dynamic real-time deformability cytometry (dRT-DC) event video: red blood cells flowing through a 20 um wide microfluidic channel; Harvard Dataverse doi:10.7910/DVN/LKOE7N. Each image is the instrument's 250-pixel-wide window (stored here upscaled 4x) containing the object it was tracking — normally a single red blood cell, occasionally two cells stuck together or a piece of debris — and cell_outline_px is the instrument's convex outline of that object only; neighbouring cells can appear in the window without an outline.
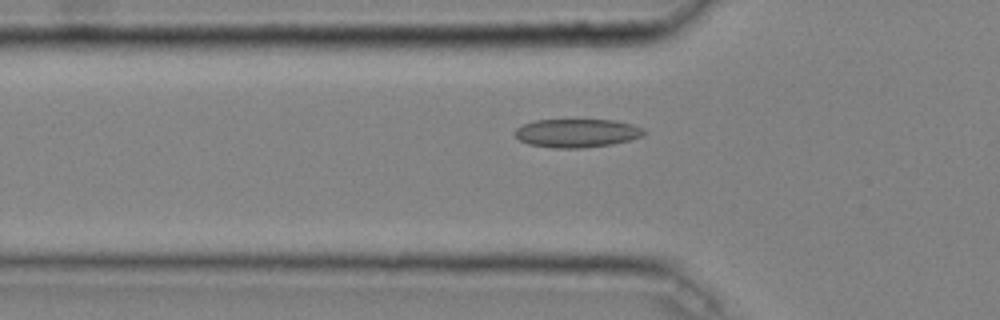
{"species": "common noctule bat (a hibernating species)", "species_latin": "Nyctalus noctula", "temperature_condition": "cold", "stored_images_in_passage": 44, "camera_frame_rate_fps": 3000, "um_per_image_px": 0.085, "animal": {"sex": "male", "body_mass_g": 20.4}, "frame": {"image": 1, "passage_image": 16, "time_ms": 5.0, "image_size_px": [1000, 320], "cell_outline_px": [[648, 132], [644, 136], [612, 144], [580, 148], [552, 148], [528, 144], [520, 140], [512, 132], [516, 128], [524, 124], [536, 120], [572, 116], [616, 120], [632, 124], [644, 128]], "centroid_in_image_um": [49.04, 11.25], "position_along_channel_um": 76.8, "area_um2": 22.72}}
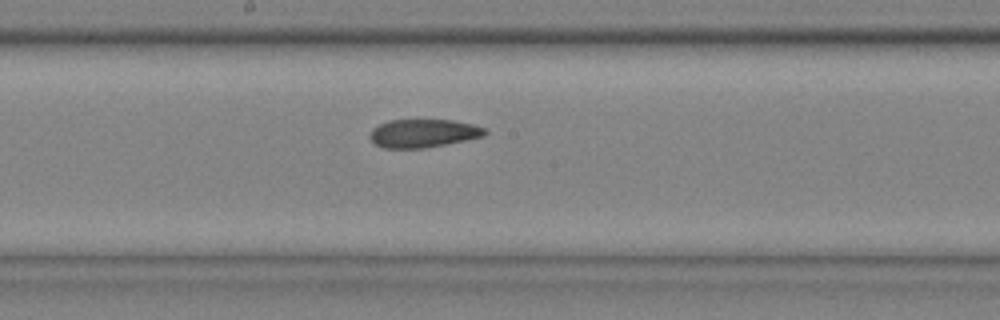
{"frame": {"image": 2, "passage_image": 26, "time_ms": 8.333, "image_size_px": [1000, 320], "cell_outline_px": [[488, 132], [484, 136], [424, 148], [384, 148], [376, 144], [368, 136], [372, 128], [388, 120], [452, 120], [472, 124], [484, 128]], "centroid_in_image_um": [35.95, 11.32], "position_along_channel_um": 212.3, "area_um2": 18.79}}
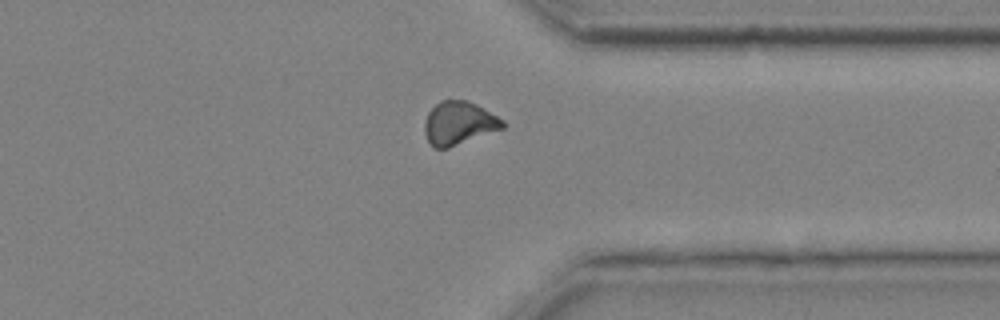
{"frame": {"image": 3, "passage_image": 38, "time_ms": 12.333, "image_size_px": [1000, 320], "cell_outline_px": [[508, 124], [504, 128], [448, 148], [432, 148], [424, 132], [424, 120], [428, 112], [440, 100], [468, 100], [476, 104], [504, 120]], "centroid_in_image_um": [39.0, 10.47], "position_along_channel_um": 372.4, "area_um2": 19.83}, "authors_computed_cell_mechanics": {"area_um2": 20.3167, "velocity_mm_per_s": 4.0597, "shape_relaxation_time_tau1_ms": null, "shape_relaxation_time_tau2_ms": 2.5412, "deformation_change_tau1": null, "deformation_change_tau2": 0.0754}}